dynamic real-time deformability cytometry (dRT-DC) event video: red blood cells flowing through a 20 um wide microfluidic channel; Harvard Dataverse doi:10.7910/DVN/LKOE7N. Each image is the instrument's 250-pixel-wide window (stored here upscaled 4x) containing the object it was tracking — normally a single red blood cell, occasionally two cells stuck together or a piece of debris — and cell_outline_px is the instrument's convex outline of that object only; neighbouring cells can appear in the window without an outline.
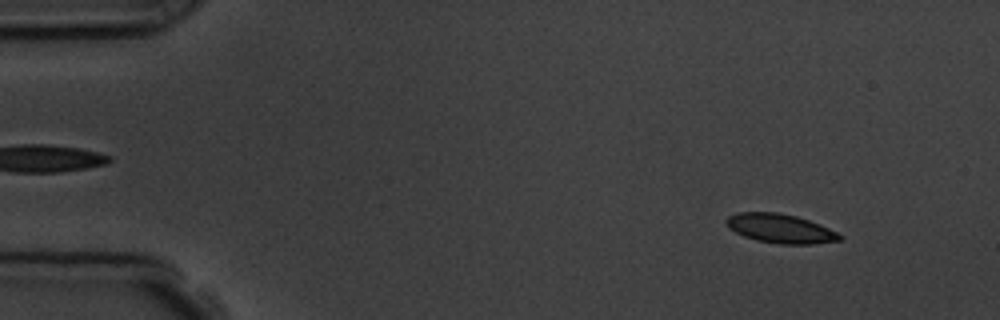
{"species": "common noctule bat (a hibernating species)", "species_latin": "Nyctalus noctula", "temperature_condition": "room temperature", "stored_images_in_passage": 3, "camera_frame_rate_fps": 3000, "um_per_image_px": 0.085, "animal": {"sex": "male", "body_mass_g": 19.5, "forearm_length_mm": 54.6}, "frame": {"image": 1, "passage_image": 1, "time_ms": 0.0, "image_size_px": [1000, 320], "cell_outline_px": [[844, 236], [840, 240], [812, 244], [780, 244], [756, 240], [744, 236], [728, 228], [724, 220], [728, 216], [736, 212], [776, 212], [796, 216], [820, 224]], "centroid_in_image_um": [66.3, 19.42], "position_along_channel_um": 18.7, "area_um2": 19.25}}
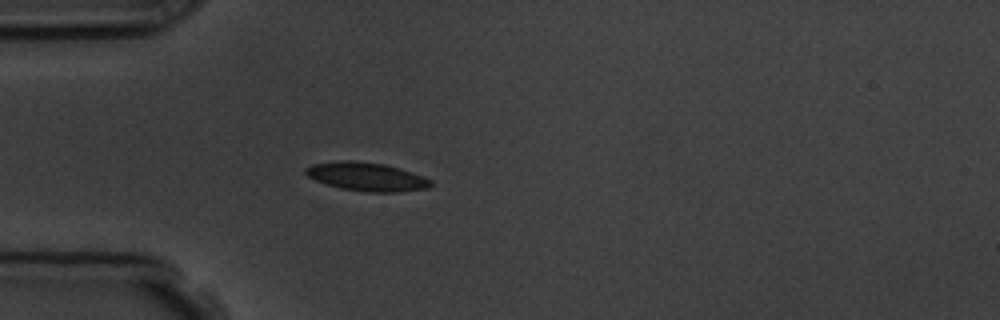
{"frame": {"image": 2, "passage_image": 3, "time_ms": 3.333, "image_size_px": [1000, 320], "cell_outline_px": [[432, 184], [428, 188], [396, 192], [368, 192], [340, 188], [316, 180], [308, 176], [304, 172], [304, 168], [312, 164], [344, 160], [348, 160], [384, 164], [400, 168], [424, 176], [432, 180]], "centroid_in_image_um": [31.18, 15.02], "position_along_channel_um": 53.8, "area_um2": 20.69}}